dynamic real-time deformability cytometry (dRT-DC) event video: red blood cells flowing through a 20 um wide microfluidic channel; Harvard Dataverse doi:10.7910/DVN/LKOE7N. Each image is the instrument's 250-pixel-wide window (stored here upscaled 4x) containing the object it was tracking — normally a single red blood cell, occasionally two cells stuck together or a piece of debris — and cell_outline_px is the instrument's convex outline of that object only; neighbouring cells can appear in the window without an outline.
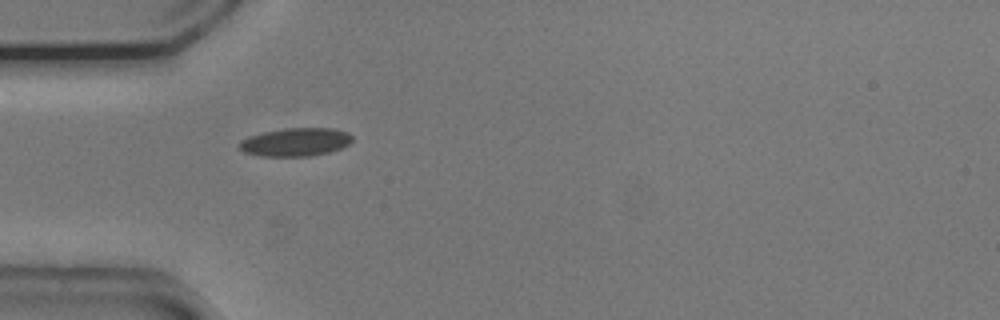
{"species": "common noctule bat (a hibernating species)", "species_latin": "Nyctalus noctula", "temperature_condition": "cold", "stored_images_in_passage": 36, "camera_frame_rate_fps": 3000, "um_per_image_px": 0.085, "animal": {"sex": "male", "body_mass_g": 20.5, "forearm_length_mm": 52.5}, "frame": {"image": 1, "passage_image": 1, "time_ms": 0.0, "image_size_px": [1000, 320], "cell_outline_px": [[352, 140], [348, 144], [340, 148], [328, 152], [308, 156], [260, 156], [244, 152], [236, 144], [240, 140], [248, 136], [264, 132], [284, 128], [332, 128], [348, 132], [352, 136]], "centroid_in_image_um": [25.08, 12.07], "position_along_channel_um": 59.9, "area_um2": 18.61}}
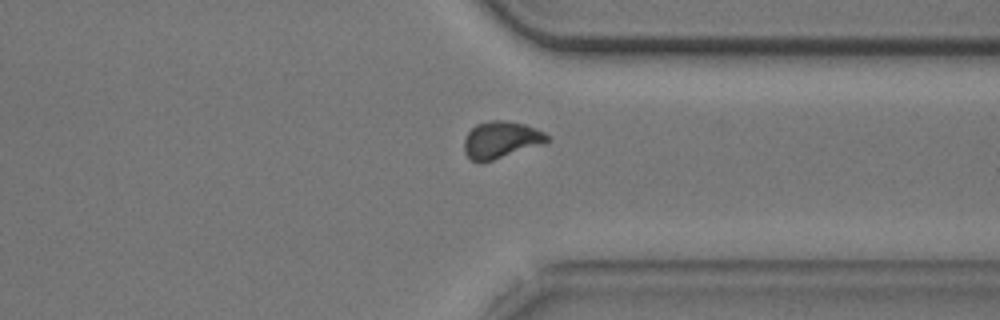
{"frame": {"image": 2, "passage_image": 26, "time_ms": 8.333, "image_size_px": [1000, 320], "cell_outline_px": [[552, 140], [544, 144], [480, 164], [472, 160], [464, 152], [464, 136], [476, 124], [492, 120], [500, 120], [524, 124], [536, 128], [544, 132]], "centroid_in_image_um": [42.58, 11.9], "position_along_channel_um": 368.8, "area_um2": 18.03}}
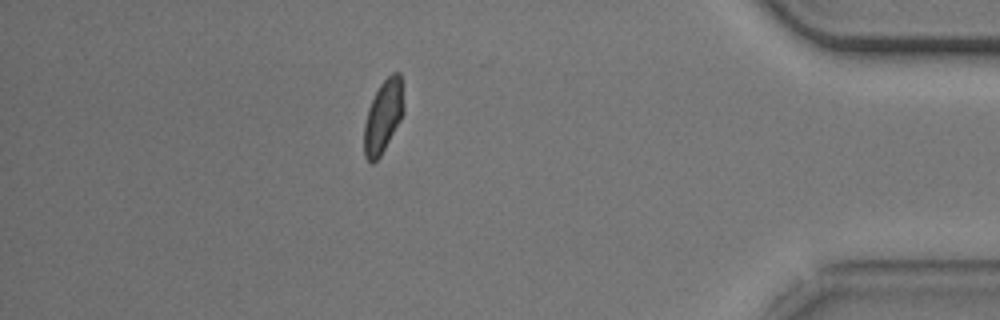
{"frame": {"image": 3, "passage_image": 32, "time_ms": 10.333, "image_size_px": [1000, 320], "cell_outline_px": [[404, 112], [400, 120], [380, 156], [372, 164], [364, 156], [364, 124], [368, 108], [380, 84], [392, 72], [400, 72], [404, 108]], "centroid_in_image_um": [32.57, 9.89], "position_along_channel_um": 402.6, "area_um2": 16.59}}